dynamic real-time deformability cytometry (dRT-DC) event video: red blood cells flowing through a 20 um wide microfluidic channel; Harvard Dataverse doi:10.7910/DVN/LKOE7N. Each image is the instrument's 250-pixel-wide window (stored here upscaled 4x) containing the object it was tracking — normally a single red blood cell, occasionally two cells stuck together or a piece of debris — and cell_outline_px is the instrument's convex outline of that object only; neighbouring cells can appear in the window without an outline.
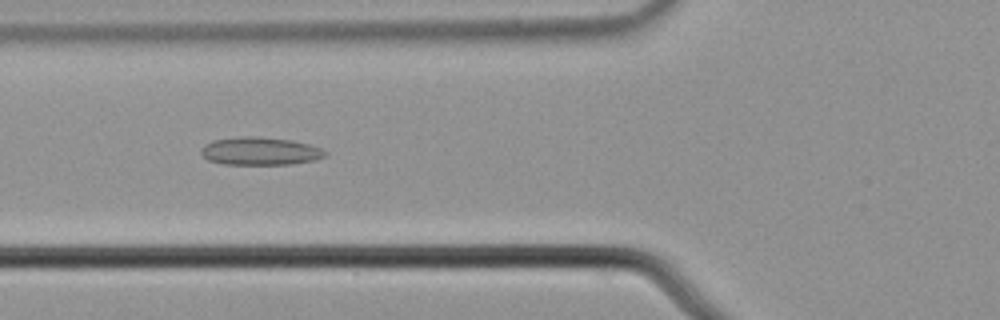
{"species": "common noctule bat (a hibernating species)", "species_latin": "Nyctalus noctula", "temperature_condition": "cold", "stored_images_in_passage": 6, "camera_frame_rate_fps": 3000, "um_per_image_px": 0.085, "animal": {"sex": "male", "body_mass_g": 21.5, "forearm_length_mm": 52.0}, "frame": {"image": 1, "passage_image": 5, "time_ms": 1.333, "image_size_px": [1000, 320], "cell_outline_px": [[328, 152], [324, 156], [316, 160], [292, 164], [224, 164], [208, 160], [200, 152], [204, 144], [212, 140], [240, 136], [256, 136], [292, 140], [308, 144], [320, 148]], "centroid_in_image_um": [22.1, 12.84], "position_along_channel_um": 103.7, "area_um2": 20.23}}
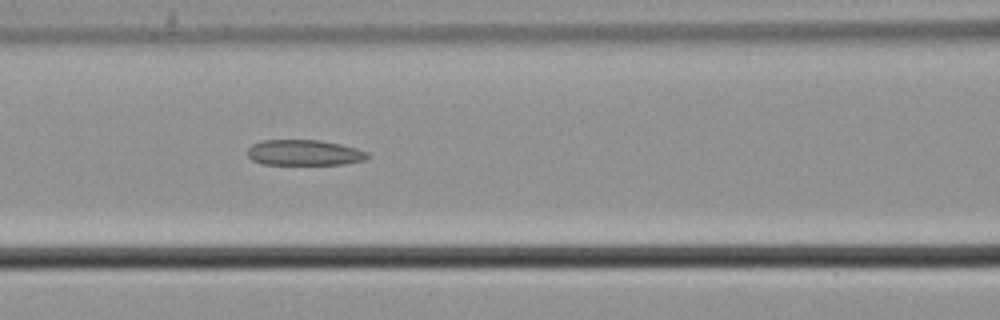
{"frame": {"image": 2, "passage_image": 6, "time_ms": 1.667, "image_size_px": [1000, 320], "cell_outline_px": [[368, 156], [364, 160], [344, 164], [260, 164], [252, 160], [248, 156], [248, 148], [252, 144], [260, 140], [320, 140], [340, 144], [356, 148], [368, 152]], "centroid_in_image_um": [25.83, 12.97], "position_along_channel_um": 140.8, "area_um2": 17.92}}